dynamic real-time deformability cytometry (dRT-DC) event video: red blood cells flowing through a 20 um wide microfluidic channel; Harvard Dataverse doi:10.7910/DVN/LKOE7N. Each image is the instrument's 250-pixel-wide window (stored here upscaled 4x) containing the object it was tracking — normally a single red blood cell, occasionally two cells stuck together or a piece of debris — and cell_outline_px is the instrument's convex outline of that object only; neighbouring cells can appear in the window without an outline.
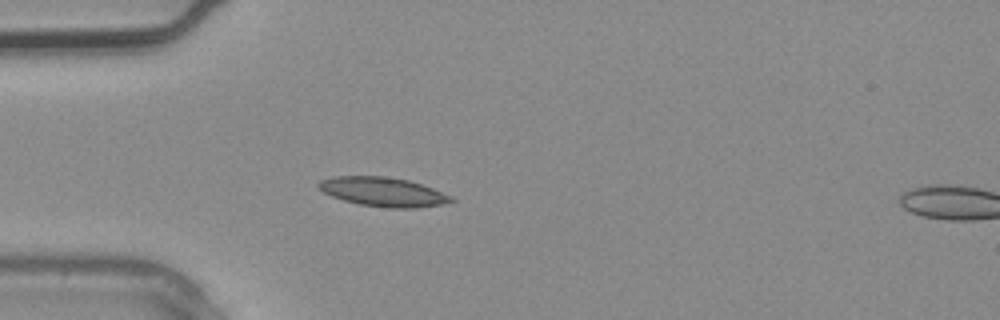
{"species": "common noctule bat (a hibernating species)", "species_latin": "Nyctalus noctula", "temperature_condition": "warm", "stored_images_in_passage": 3, "camera_frame_rate_fps": 3000, "um_per_image_px": 0.085, "animal": {"sex": "male", "body_mass_g": 20.4}, "frame": {"image": 1, "passage_image": 2, "time_ms": 0.333, "image_size_px": [1000, 320], "cell_outline_px": [[456, 200], [444, 204], [416, 208], [388, 208], [360, 204], [344, 200], [332, 196], [324, 192], [316, 184], [320, 180], [336, 176], [384, 176], [408, 180], [432, 188], [452, 196]], "centroid_in_image_um": [32.58, 16.31], "position_along_channel_um": 52.4, "area_um2": 22.43}}